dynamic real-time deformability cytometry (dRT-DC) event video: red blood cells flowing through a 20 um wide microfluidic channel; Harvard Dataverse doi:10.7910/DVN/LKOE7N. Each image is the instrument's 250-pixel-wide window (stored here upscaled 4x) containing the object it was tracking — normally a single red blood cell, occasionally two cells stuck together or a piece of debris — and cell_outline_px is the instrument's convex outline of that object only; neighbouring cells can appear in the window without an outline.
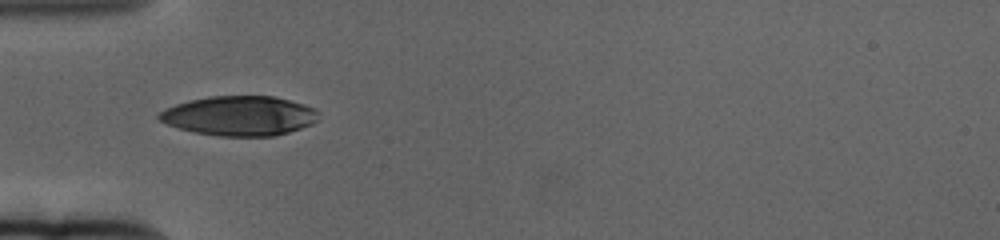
{"species": "human", "species_latin": "Homo sapiens", "temperature_condition": "cold", "stored_images_in_passage": 38, "camera_frame_rate_fps": 3000, "um_per_image_px": 0.085, "donor": {"sex": "female"}, "frame": {"image": 1, "passage_image": 1, "time_ms": 0.0, "image_size_px": [1000, 240], "cell_outline_px": [[320, 120], [312, 124], [276, 136], [220, 136], [196, 132], [180, 128], [168, 124], [160, 120], [156, 116], [164, 108], [188, 100], [212, 96], [276, 96], [304, 104], [316, 108], [320, 112]], "centroid_in_image_um": [20.41, 9.83], "position_along_channel_um": 64.6, "area_um2": 37.05}}
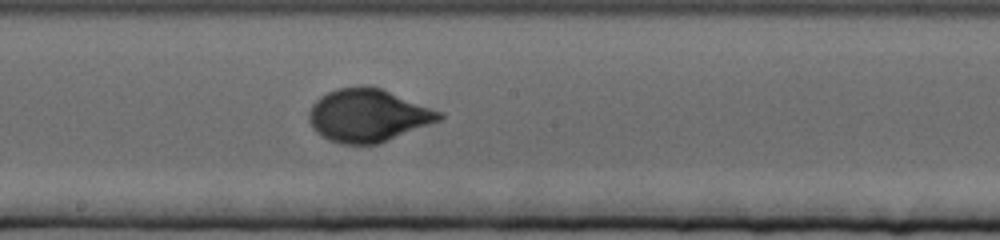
{"frame": {"image": 2, "passage_image": 15, "time_ms": 4.667, "image_size_px": [1000, 240], "cell_outline_px": [[444, 116], [440, 120], [380, 144], [340, 144], [328, 140], [316, 132], [312, 128], [308, 120], [308, 112], [312, 104], [320, 96], [336, 88], [380, 88], [444, 112]], "centroid_in_image_um": [31.27, 9.85], "position_along_channel_um": 216.9, "area_um2": 39.94}}
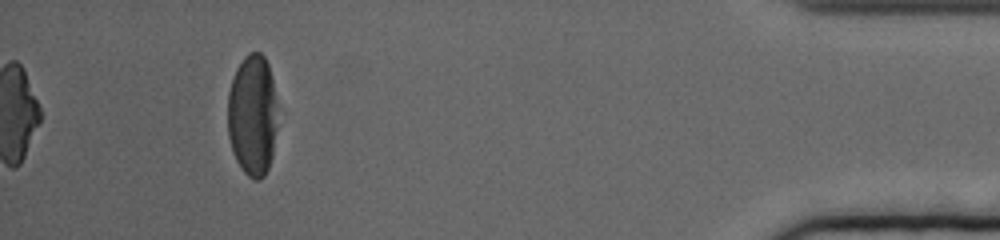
{"frame": {"image": 3, "passage_image": 38, "time_ms": 12.333, "image_size_px": [1000, 240], "cell_outline_px": [[276, 128], [272, 156], [268, 168], [264, 176], [260, 180], [256, 180], [248, 176], [244, 172], [236, 160], [228, 136], [228, 92], [236, 68], [244, 56], [248, 52], [260, 52], [264, 56], [268, 64], [272, 80], [276, 104]], "centroid_in_image_um": [21.45, 9.79], "position_along_channel_um": 413.8, "area_um2": 35.26}, "authors_computed_cell_mechanics": {"area_um2": 38.7838, "velocity_mm_per_s": 3.2998, "shape_relaxation_time_tau1_ms": 3.5768, "shape_relaxation_time_tau2_ms": null, "deformation_change_tau1": 0.1766, "deformation_change_tau2": null}}